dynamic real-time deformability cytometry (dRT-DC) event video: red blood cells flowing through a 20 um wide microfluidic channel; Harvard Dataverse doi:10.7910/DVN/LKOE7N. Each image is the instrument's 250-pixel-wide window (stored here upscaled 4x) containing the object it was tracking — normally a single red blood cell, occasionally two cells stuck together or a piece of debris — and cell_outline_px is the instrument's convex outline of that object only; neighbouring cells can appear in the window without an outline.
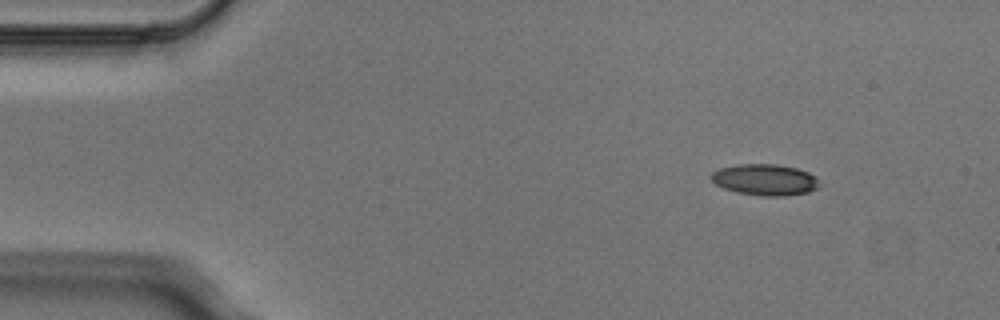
{"species": "Egyptian fruit bat (a non-hibernating species)", "species_latin": "Rousettus aegyptiacus", "temperature_condition": "cold", "stored_images_in_passage": 3, "camera_frame_rate_fps": 3000, "um_per_image_px": 0.085, "animal": {"sex": "male"}, "frame": {"image": 1, "passage_image": 1, "time_ms": 0.0, "image_size_px": [1000, 320], "cell_outline_px": [[820, 184], [816, 188], [808, 192], [784, 196], [764, 196], [736, 192], [724, 188], [716, 184], [712, 180], [712, 172], [720, 168], [736, 164], [776, 164], [796, 168], [808, 172]], "centroid_in_image_um": [65.0, 15.27], "position_along_channel_um": 20.0, "area_um2": 19.48}}
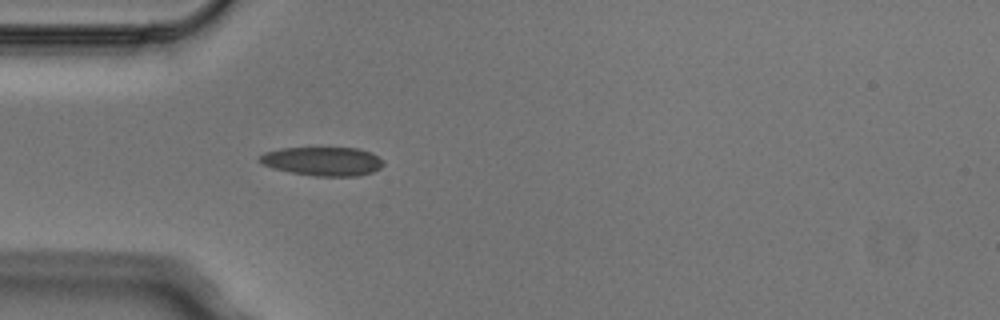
{"frame": {"image": 2, "passage_image": 3, "time_ms": 0.667, "image_size_px": [1000, 320], "cell_outline_px": [[384, 164], [380, 168], [372, 172], [360, 176], [312, 176], [272, 168], [264, 164], [260, 160], [260, 156], [264, 152], [280, 148], [356, 148], [372, 152], [384, 160]], "centroid_in_image_um": [27.48, 13.71], "position_along_channel_um": 57.5, "area_um2": 20.81}}